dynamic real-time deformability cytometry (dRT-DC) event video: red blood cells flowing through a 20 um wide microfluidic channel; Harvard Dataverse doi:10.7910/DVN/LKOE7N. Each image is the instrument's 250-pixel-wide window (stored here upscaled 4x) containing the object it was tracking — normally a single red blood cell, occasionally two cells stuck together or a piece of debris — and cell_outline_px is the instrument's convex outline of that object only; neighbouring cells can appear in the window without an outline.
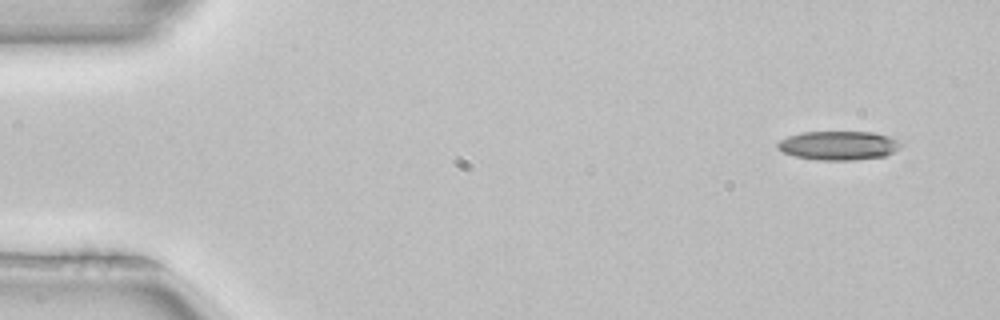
{"species": "common noctule bat (a hibernating species)", "species_latin": "Nyctalus noctula", "temperature_condition": "room temperature", "stored_images_in_passage": 7, "camera_frame_rate_fps": 3000, "um_per_image_px": 0.085, "animal": {"sex": "female", "body_mass_g": 22.7, "forearm_length_mm": 54.2}, "frame": {"image": 1, "passage_image": 1, "time_ms": 0.0, "image_size_px": [1000, 320], "cell_outline_px": [[904, 144], [900, 148], [884, 156], [852, 160], [820, 160], [796, 156], [784, 152], [776, 148], [776, 144], [780, 140], [788, 136], [800, 132], [872, 132], [888, 136]], "centroid_in_image_um": [71.26, 12.36], "position_along_channel_um": 13.7, "area_um2": 20.69}}
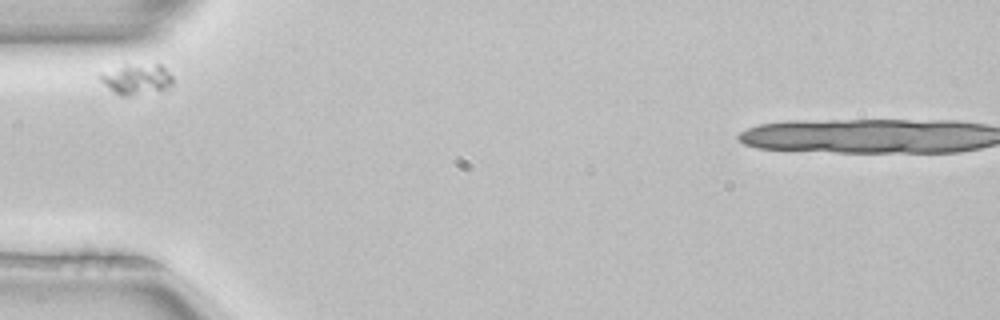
{"frame": {"image": 2, "passage_image": 4, "time_ms": 1.0, "image_size_px": [1000, 320], "cell_outline_px": [[172, 84], [160, 92], [128, 96], [120, 96], [112, 92], [96, 76], [96, 72], [124, 64], [160, 64], [172, 76]], "centroid_in_image_um": [11.53, 6.72], "position_along_channel_um": 73.5, "area_um2": 13.58}}
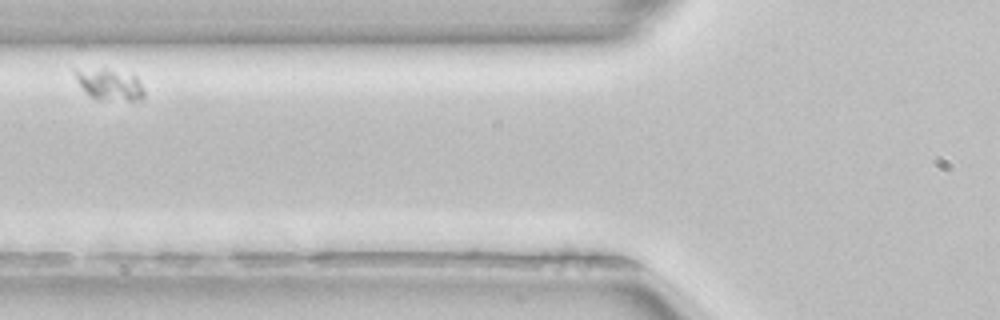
{"frame": {"image": 3, "passage_image": 5, "time_ms": 1.333, "image_size_px": [1000, 320], "cell_outline_px": [[144, 100], [96, 100], [88, 96], [84, 92], [76, 80], [76, 72], [100, 68], [104, 68], [136, 76], [144, 88]], "centroid_in_image_um": [9.36, 7.23], "position_along_channel_um": 116.4, "area_um2": 12.54}}